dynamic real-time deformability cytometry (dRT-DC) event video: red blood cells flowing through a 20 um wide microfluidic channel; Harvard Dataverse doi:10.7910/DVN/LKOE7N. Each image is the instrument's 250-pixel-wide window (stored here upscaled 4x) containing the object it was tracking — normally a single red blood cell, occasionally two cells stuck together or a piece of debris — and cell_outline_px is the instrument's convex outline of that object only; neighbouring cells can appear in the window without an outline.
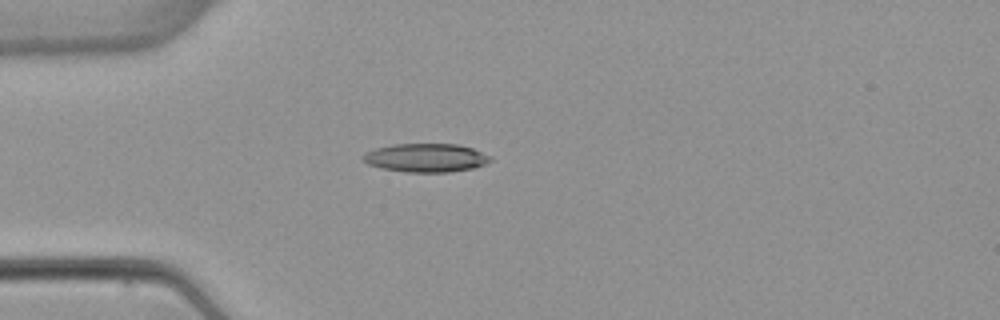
{"species": "common noctule bat (a hibernating species)", "species_latin": "Nyctalus noctula", "temperature_condition": "warm", "stored_images_in_passage": 3, "camera_frame_rate_fps": 3000, "um_per_image_px": 0.085, "animal": {"sex": "female", "body_mass_g": 22.7, "forearm_length_mm": 54.2}, "frame": {"image": 1, "passage_image": 3, "time_ms": 2.333, "image_size_px": [1000, 320], "cell_outline_px": [[492, 160], [484, 164], [472, 168], [448, 172], [408, 172], [380, 168], [368, 164], [360, 156], [364, 152], [376, 148], [392, 144], [460, 144], [472, 148], [492, 156]], "centroid_in_image_um": [36.18, 13.4], "position_along_channel_um": 48.8, "area_um2": 21.27}}